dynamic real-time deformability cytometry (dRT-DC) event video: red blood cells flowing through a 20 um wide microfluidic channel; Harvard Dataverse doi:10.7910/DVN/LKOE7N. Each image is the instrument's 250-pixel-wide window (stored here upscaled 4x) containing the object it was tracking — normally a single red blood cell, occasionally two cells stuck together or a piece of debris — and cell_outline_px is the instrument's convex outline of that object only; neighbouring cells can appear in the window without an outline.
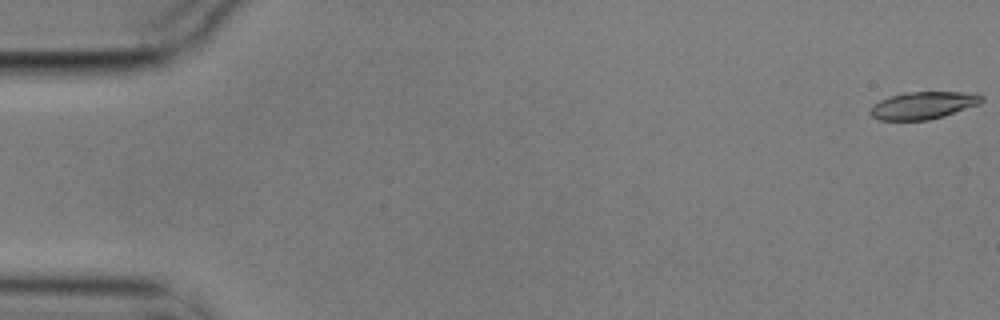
{"species": "common noctule bat (a hibernating species)", "species_latin": "Nyctalus noctula", "temperature_condition": "cold", "stored_images_in_passage": 58, "camera_frame_rate_fps": 3000, "um_per_image_px": 0.085, "animal": {"sex": "male", "body_mass_g": 17.9}, "frame": {"image": 1, "passage_image": 1, "time_ms": 0.0, "image_size_px": [1000, 320], "cell_outline_px": [[984, 100], [980, 104], [944, 116], [928, 120], [880, 120], [872, 116], [868, 112], [872, 104], [888, 96], [900, 92], [976, 92], [984, 96]], "centroid_in_image_um": [78.48, 8.94], "position_along_channel_um": 6.5, "area_um2": 18.15}}
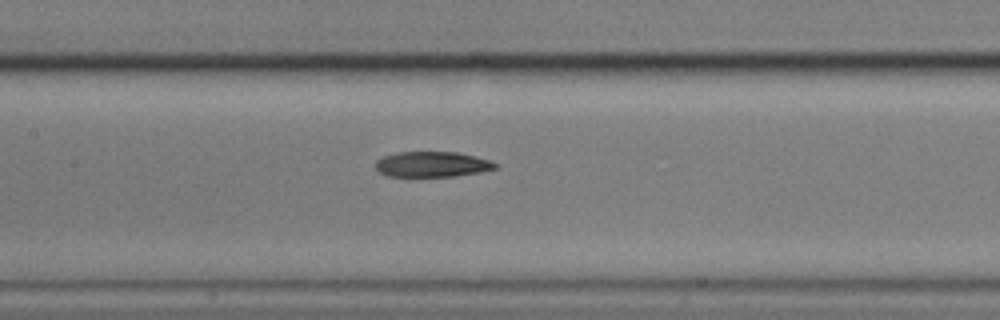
{"frame": {"image": 2, "passage_image": 27, "time_ms": 8.667, "image_size_px": [1000, 320], "cell_outline_px": [[500, 164], [496, 168], [480, 172], [452, 176], [388, 176], [380, 172], [376, 168], [376, 160], [384, 156], [396, 152], [456, 152], [476, 156]], "centroid_in_image_um": [36.74, 13.96], "position_along_channel_um": 170.7, "area_um2": 17.63}}
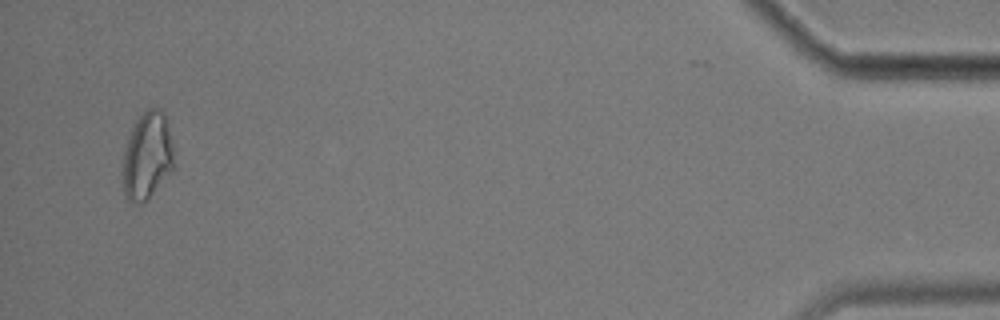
{"frame": {"image": 3, "passage_image": 55, "time_ms": 18.0, "image_size_px": [1000, 320], "cell_outline_px": [[176, 168], [148, 200], [140, 204], [132, 204], [124, 196], [124, 148], [128, 136], [136, 120], [152, 104], [160, 108], [164, 112], [168, 128]], "centroid_in_image_um": [12.54, 13.28], "position_along_channel_um": 422.7, "area_um2": 26.47}, "authors_computed_cell_mechanics": {"area_um2": 18.9584, "velocity_mm_per_s": 3.549, "shape_relaxation_time_tau1_ms": null, "shape_relaxation_time_tau2_ms": 6.4625, "deformation_change_tau1": null, "deformation_change_tau2": 0.1518}}